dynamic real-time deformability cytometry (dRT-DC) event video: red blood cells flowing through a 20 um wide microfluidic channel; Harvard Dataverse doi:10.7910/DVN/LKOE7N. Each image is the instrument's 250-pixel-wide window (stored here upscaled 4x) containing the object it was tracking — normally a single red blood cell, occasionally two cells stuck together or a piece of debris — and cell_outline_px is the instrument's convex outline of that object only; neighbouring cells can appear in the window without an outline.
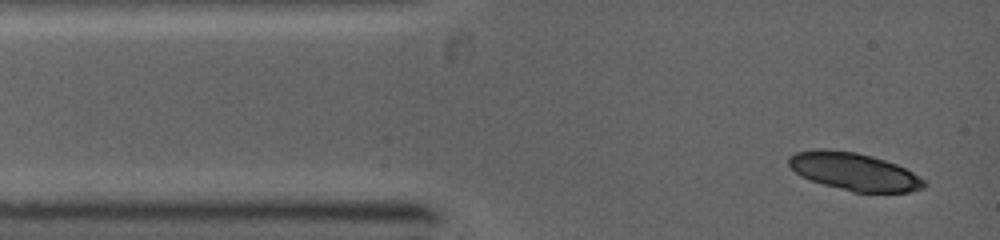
{"species": "common noctule bat (a hibernating species)", "species_latin": "Nyctalus noctula", "temperature_condition": "warm", "stored_images_in_passage": 3, "camera_frame_rate_fps": 5000, "um_per_image_px": 0.085, "animal": {"sex": "female", "body_mass_g": 19.0, "forearm_length_mm": 53.3}, "frame": {"image": 1, "passage_image": 1, "time_ms": 0.0, "image_size_px": [1000, 240], "cell_outline_px": [[928, 184], [924, 188], [908, 192], [852, 192], [824, 184], [800, 176], [788, 164], [788, 156], [796, 152], [820, 148], [856, 152], [872, 156], [896, 164], [912, 172], [924, 180]], "centroid_in_image_um": [72.59, 14.58], "position_along_channel_um": 12.4, "area_um2": 29.59}}